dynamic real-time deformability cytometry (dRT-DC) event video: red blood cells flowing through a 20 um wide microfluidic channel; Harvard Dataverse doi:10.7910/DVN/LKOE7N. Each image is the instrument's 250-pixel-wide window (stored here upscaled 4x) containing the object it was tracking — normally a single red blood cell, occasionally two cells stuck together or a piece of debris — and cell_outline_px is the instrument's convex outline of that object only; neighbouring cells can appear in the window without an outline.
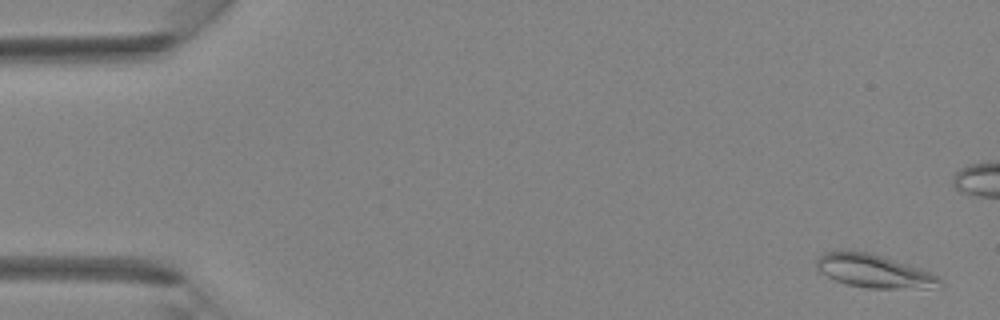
{"species": "Egyptian fruit bat (a non-hibernating species)", "species_latin": "Rousettus aegyptiacus", "temperature_condition": "room temperature", "stored_images_in_passage": 41, "camera_frame_rate_fps": 3000, "um_per_image_px": 0.085, "animal": {"sex": "female"}, "frame": {"image": 1, "passage_image": 2, "time_ms": 0.333, "image_size_px": [1000, 320], "cell_outline_px": [[944, 284], [940, 288], [868, 288], [848, 284], [836, 280], [820, 272], [816, 268], [816, 260], [824, 252], [868, 252], [920, 268], [932, 272], [940, 276]], "centroid_in_image_um": [74.37, 23.07], "position_along_channel_um": 10.6, "area_um2": 23.64}}
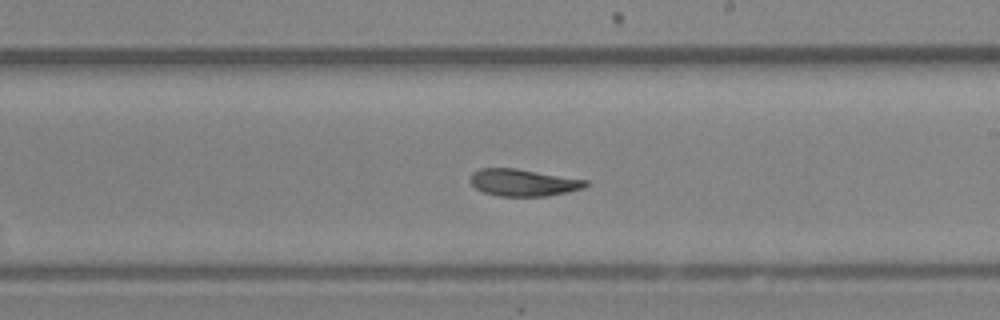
{"frame": {"image": 2, "passage_image": 24, "time_ms": 7.667, "image_size_px": [1000, 320], "cell_outline_px": [[588, 184], [584, 188], [568, 192], [548, 196], [500, 196], [484, 192], [476, 188], [472, 184], [472, 172], [480, 168], [516, 168], [588, 180]], "centroid_in_image_um": [44.51, 15.52], "position_along_channel_um": 244.5, "area_um2": 18.09}}
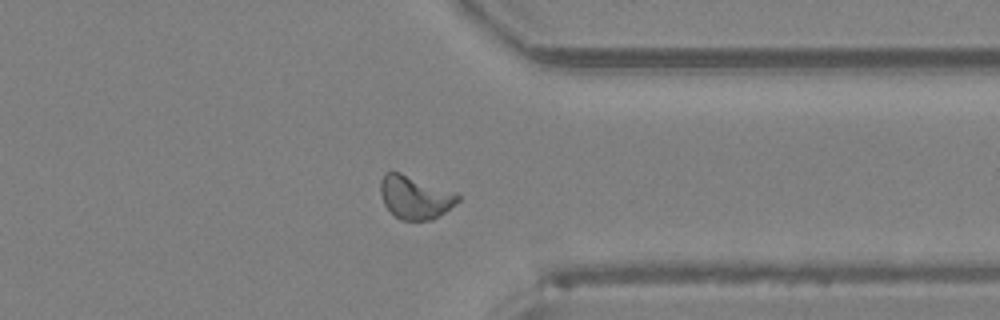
{"frame": {"image": 3, "passage_image": 32, "time_ms": 10.333, "image_size_px": [1000, 320], "cell_outline_px": [[460, 200], [444, 212], [432, 220], [400, 220], [384, 204], [380, 192], [380, 180], [384, 172], [400, 172], [456, 192], [460, 196]], "centroid_in_image_um": [35.27, 16.75], "position_along_channel_um": 376.1, "area_um2": 19.42}}